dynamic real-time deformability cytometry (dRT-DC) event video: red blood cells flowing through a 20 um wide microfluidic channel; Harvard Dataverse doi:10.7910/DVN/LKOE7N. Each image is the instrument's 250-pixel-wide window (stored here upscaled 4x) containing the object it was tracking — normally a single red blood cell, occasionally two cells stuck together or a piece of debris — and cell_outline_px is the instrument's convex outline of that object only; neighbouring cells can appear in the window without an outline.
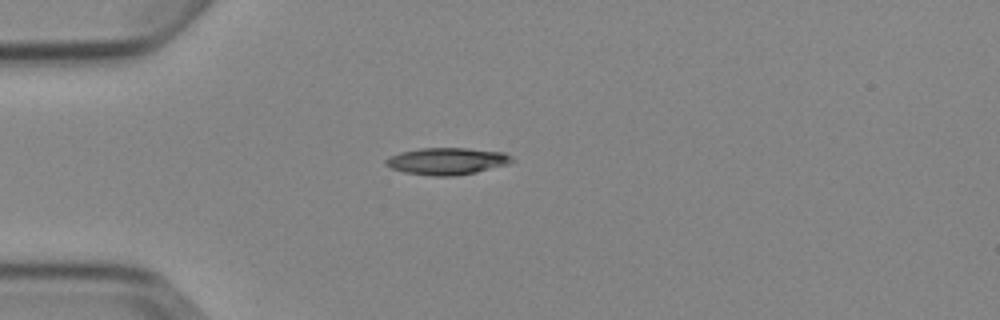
{"species": "Egyptian fruit bat (a non-hibernating species)", "species_latin": "Rousettus aegyptiacus", "temperature_condition": "cold", "stored_images_in_passage": 4, "camera_frame_rate_fps": 3000, "um_per_image_px": 0.085, "animal": {"sex": "female"}, "frame": {"image": 1, "passage_image": 4, "time_ms": 3.333, "image_size_px": [1000, 320], "cell_outline_px": [[516, 160], [508, 164], [476, 172], [452, 176], [432, 176], [404, 172], [392, 168], [384, 164], [384, 160], [388, 156], [400, 152], [420, 148], [468, 148], [504, 152], [512, 156]], "centroid_in_image_um": [37.99, 13.69], "position_along_channel_um": 47.0, "area_um2": 19.94}}